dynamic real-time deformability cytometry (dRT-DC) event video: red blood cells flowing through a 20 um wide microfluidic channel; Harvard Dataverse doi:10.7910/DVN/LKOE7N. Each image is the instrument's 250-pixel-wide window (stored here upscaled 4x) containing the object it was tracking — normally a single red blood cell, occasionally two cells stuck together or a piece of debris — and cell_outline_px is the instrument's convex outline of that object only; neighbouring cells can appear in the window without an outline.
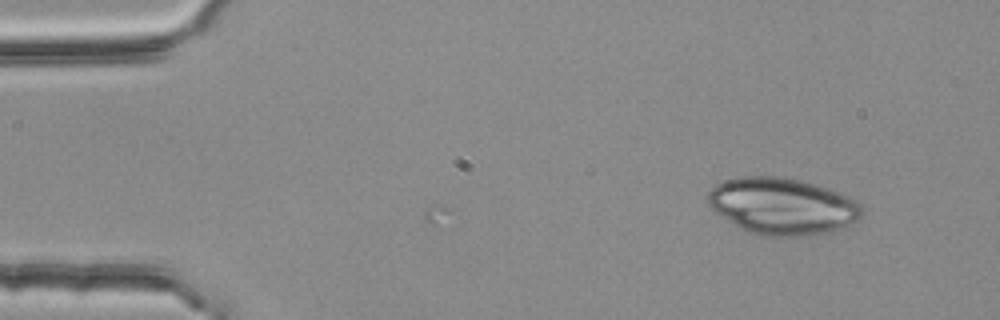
{"species": "common noctule bat (a hibernating species)", "species_latin": "Nyctalus noctula", "temperature_condition": "room temperature", "stored_images_in_passage": 6, "camera_frame_rate_fps": 3000, "um_per_image_px": 0.085, "animal": {"sex": "female", "body_mass_g": 25.1}, "frame": {"image": 1, "passage_image": 6, "time_ms": 1.667, "image_size_px": [1000, 320], "cell_outline_px": [[864, 212], [856, 220], [848, 224], [828, 232], [816, 236], [764, 236], [748, 232], [740, 228], [720, 216], [708, 204], [708, 192], [716, 184], [724, 180], [740, 176], [780, 176], [800, 180], [828, 188], [840, 192], [856, 200], [860, 204]], "centroid_in_image_um": [66.48, 17.52], "position_along_channel_um": 18.5, "area_um2": 51.1}}